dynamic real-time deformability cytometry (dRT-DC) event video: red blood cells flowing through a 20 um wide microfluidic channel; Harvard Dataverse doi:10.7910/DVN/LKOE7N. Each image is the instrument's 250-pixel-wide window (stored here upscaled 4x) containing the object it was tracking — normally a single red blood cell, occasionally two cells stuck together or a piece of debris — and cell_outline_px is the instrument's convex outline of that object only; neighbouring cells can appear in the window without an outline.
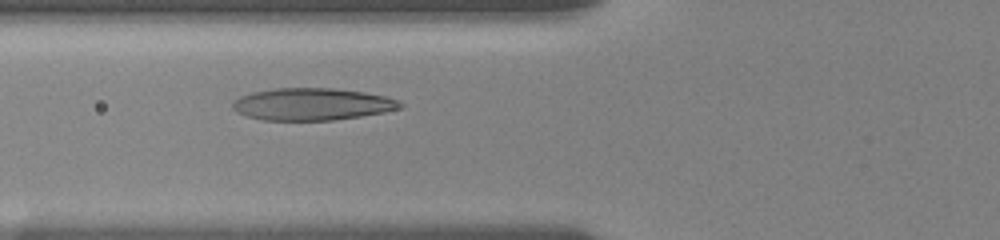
{"species": "human", "species_latin": "Homo sapiens", "temperature_condition": "room temperature", "stored_images_in_passage": 44, "camera_frame_rate_fps": 3000, "um_per_image_px": 0.085, "donor": {"sex": "female"}, "frame": {"image": 1, "passage_image": 14, "time_ms": 4.333, "image_size_px": [1000, 240], "cell_outline_px": [[404, 108], [384, 112], [360, 116], [332, 120], [264, 120], [248, 116], [236, 112], [232, 108], [232, 100], [240, 96], [252, 92], [276, 88], [332, 88], [364, 92], [388, 96], [400, 100], [404, 104]], "centroid_in_image_um": [26.56, 8.85], "position_along_channel_um": 99.2, "area_um2": 31.62}}
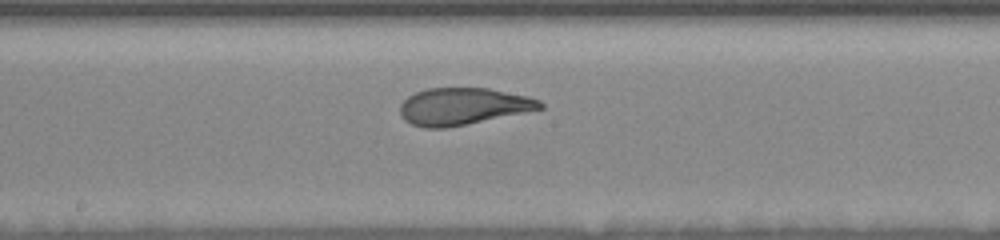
{"frame": {"image": 2, "passage_image": 23, "time_ms": 7.333, "image_size_px": [1000, 240], "cell_outline_px": [[544, 108], [468, 124], [448, 128], [424, 128], [412, 124], [404, 120], [400, 116], [400, 104], [408, 96], [416, 92], [428, 88], [488, 88], [528, 96], [540, 100], [544, 104]], "centroid_in_image_um": [39.34, 9.04], "position_along_channel_um": 208.9, "area_um2": 30.29}}
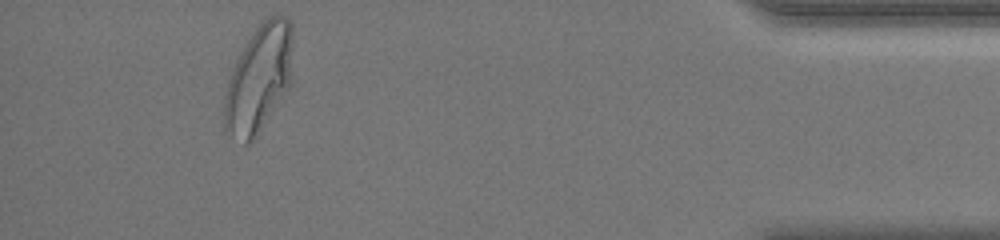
{"frame": {"image": 3, "passage_image": 41, "time_ms": 14.333, "image_size_px": [1000, 240], "cell_outline_px": [[292, 84], [256, 136], [248, 144], [244, 144], [224, 132], [224, 96], [228, 80], [232, 68], [240, 52], [256, 28], [268, 16], [276, 12], [280, 12], [288, 16], [292, 24]], "centroid_in_image_um": [22.02, 6.66], "position_along_channel_um": 413.2, "area_um2": 43.58}, "authors_computed_cell_mechanics": {"area_um2": 31.9345, "velocity_mm_per_s": 3.6403, "shape_relaxation_time_tau1_ms": 3.9963, "shape_relaxation_time_tau2_ms": 0.7136, "deformation_change_tau1": 0.1712, "deformation_change_tau2": 0.0666}}